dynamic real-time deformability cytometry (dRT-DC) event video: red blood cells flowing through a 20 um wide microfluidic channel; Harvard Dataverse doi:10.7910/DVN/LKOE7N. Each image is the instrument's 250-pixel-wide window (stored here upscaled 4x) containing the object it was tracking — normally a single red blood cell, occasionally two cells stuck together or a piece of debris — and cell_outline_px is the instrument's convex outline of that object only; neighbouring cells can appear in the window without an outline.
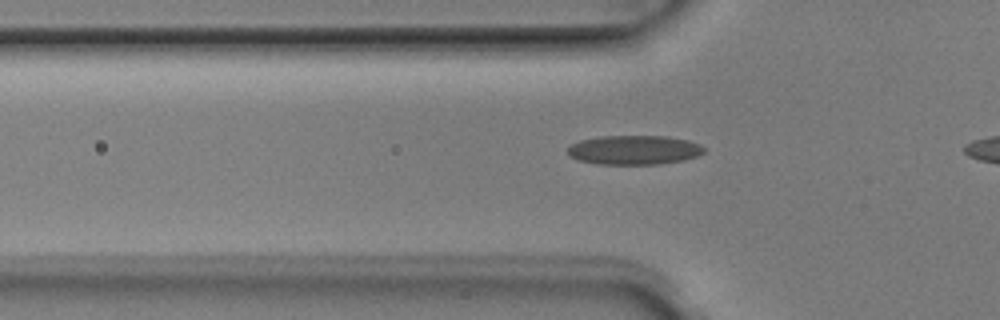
{"species": "Egyptian fruit bat (a non-hibernating species)", "species_latin": "Rousettus aegyptiacus", "temperature_condition": "room temperature", "stored_images_in_passage": 11, "camera_frame_rate_fps": 3000, "um_per_image_px": 0.085, "animal": {"sex": "male"}, "frame": {"image": 1, "passage_image": 8, "time_ms": 2.333, "image_size_px": [1000, 320], "cell_outline_px": [[704, 152], [696, 156], [684, 160], [660, 164], [596, 164], [576, 160], [568, 156], [568, 148], [572, 144], [580, 140], [600, 136], [668, 136], [688, 140], [700, 144], [704, 148]], "centroid_in_image_um": [53.88, 12.75], "position_along_channel_um": 71.9, "area_um2": 23.41}}